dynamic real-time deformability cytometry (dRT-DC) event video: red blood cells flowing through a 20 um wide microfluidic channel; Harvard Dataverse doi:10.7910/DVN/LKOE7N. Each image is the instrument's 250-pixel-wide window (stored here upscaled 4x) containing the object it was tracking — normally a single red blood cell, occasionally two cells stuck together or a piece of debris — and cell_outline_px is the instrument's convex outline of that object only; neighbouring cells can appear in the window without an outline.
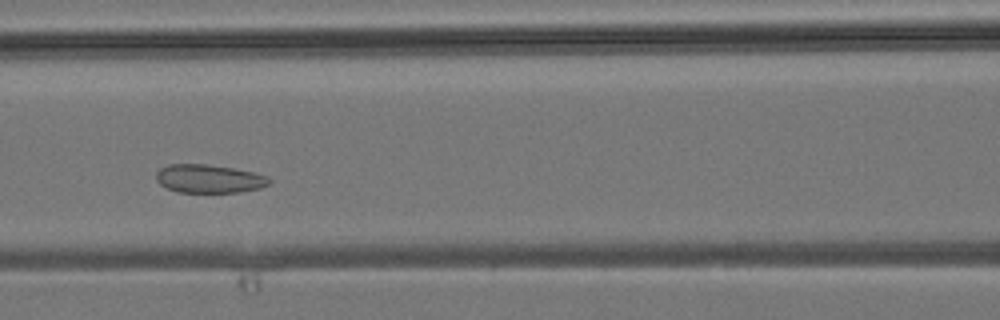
{"species": "common noctule bat (a hibernating species)", "species_latin": "Nyctalus noctula", "temperature_condition": "room temperature", "stored_images_in_passage": 31, "camera_frame_rate_fps": 3000, "um_per_image_px": 0.085, "animal": {"sex": "male", "body_mass_g": 19.2, "forearm_length_mm": 51.8}, "frame": {"image": 1, "passage_image": 12, "time_ms": 3.667, "image_size_px": [1000, 320], "cell_outline_px": [[272, 180], [268, 184], [260, 188], [240, 192], [176, 192], [160, 184], [156, 180], [156, 172], [160, 168], [168, 164], [208, 164], [232, 168], [252, 172], [268, 176]], "centroid_in_image_um": [17.75, 15.19], "position_along_channel_um": 148.8, "area_um2": 18.73}}
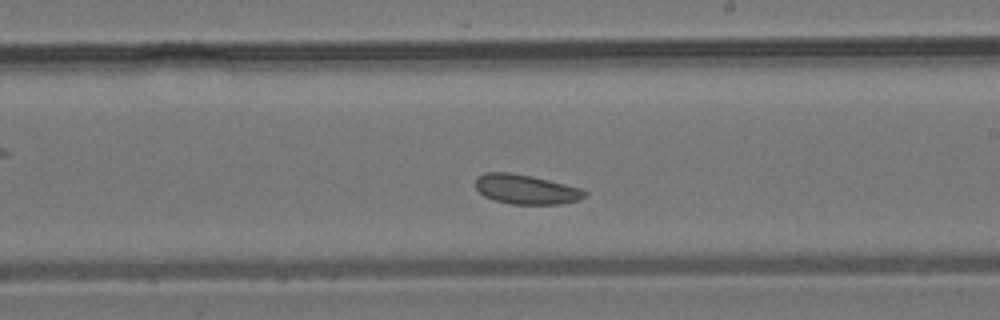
{"frame": {"image": 2, "passage_image": 18, "time_ms": 5.667, "image_size_px": [1000, 320], "cell_outline_px": [[588, 192], [580, 200], [560, 204], [512, 204], [496, 200], [484, 196], [476, 188], [476, 176], [484, 172], [508, 172], [532, 176], [580, 188]], "centroid_in_image_um": [44.69, 16.09], "position_along_channel_um": 244.3, "area_um2": 18.73}}
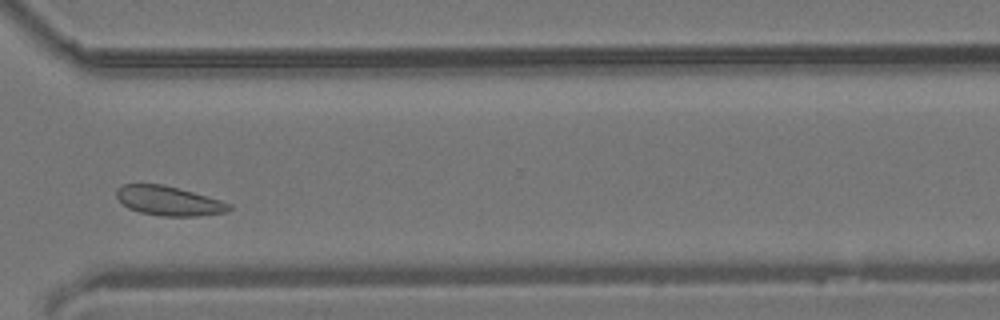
{"frame": {"image": 3, "passage_image": 25, "time_ms": 8.0, "image_size_px": [1000, 320], "cell_outline_px": [[232, 208], [228, 212], [196, 216], [160, 216], [140, 212], [128, 208], [116, 196], [116, 188], [120, 184], [160, 184], [192, 192], [220, 200], [232, 204]], "centroid_in_image_um": [14.33, 17.08], "position_along_channel_um": 356.3, "area_um2": 19.19}}